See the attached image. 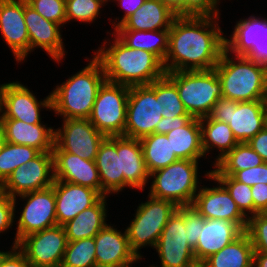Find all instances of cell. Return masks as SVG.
<instances>
[{
    "mask_svg": "<svg viewBox=\"0 0 267 267\" xmlns=\"http://www.w3.org/2000/svg\"><path fill=\"white\" fill-rule=\"evenodd\" d=\"M220 16H176L169 29L166 73L214 69L225 50Z\"/></svg>",
    "mask_w": 267,
    "mask_h": 267,
    "instance_id": "6da1fadb",
    "label": "cell"
},
{
    "mask_svg": "<svg viewBox=\"0 0 267 267\" xmlns=\"http://www.w3.org/2000/svg\"><path fill=\"white\" fill-rule=\"evenodd\" d=\"M103 39L94 56L101 62L106 80L128 87L149 85L163 77V62L153 53L126 46L113 32ZM108 46V47H107Z\"/></svg>",
    "mask_w": 267,
    "mask_h": 267,
    "instance_id": "7a4b0ae2",
    "label": "cell"
},
{
    "mask_svg": "<svg viewBox=\"0 0 267 267\" xmlns=\"http://www.w3.org/2000/svg\"><path fill=\"white\" fill-rule=\"evenodd\" d=\"M80 71L57 84L50 92L51 112L62 119H88L91 115L97 93L106 81L101 62L92 55Z\"/></svg>",
    "mask_w": 267,
    "mask_h": 267,
    "instance_id": "3957f363",
    "label": "cell"
},
{
    "mask_svg": "<svg viewBox=\"0 0 267 267\" xmlns=\"http://www.w3.org/2000/svg\"><path fill=\"white\" fill-rule=\"evenodd\" d=\"M214 69L222 84L223 97L237 102L263 100L267 65L224 50Z\"/></svg>",
    "mask_w": 267,
    "mask_h": 267,
    "instance_id": "277c9868",
    "label": "cell"
},
{
    "mask_svg": "<svg viewBox=\"0 0 267 267\" xmlns=\"http://www.w3.org/2000/svg\"><path fill=\"white\" fill-rule=\"evenodd\" d=\"M200 160L179 159L165 168L150 173L149 195L169 200L177 206L192 205L199 191L202 176L199 175ZM200 180V181H199Z\"/></svg>",
    "mask_w": 267,
    "mask_h": 267,
    "instance_id": "5b68a950",
    "label": "cell"
},
{
    "mask_svg": "<svg viewBox=\"0 0 267 267\" xmlns=\"http://www.w3.org/2000/svg\"><path fill=\"white\" fill-rule=\"evenodd\" d=\"M165 75L176 85L185 110L193 118L207 117L223 96L222 84L215 69L176 71Z\"/></svg>",
    "mask_w": 267,
    "mask_h": 267,
    "instance_id": "8992f818",
    "label": "cell"
},
{
    "mask_svg": "<svg viewBox=\"0 0 267 267\" xmlns=\"http://www.w3.org/2000/svg\"><path fill=\"white\" fill-rule=\"evenodd\" d=\"M147 196L148 200L138 204L134 218L124 229L132 251L140 260L145 259L141 249L155 248L169 218L178 209L172 201L155 198L149 194Z\"/></svg>",
    "mask_w": 267,
    "mask_h": 267,
    "instance_id": "52a82bcc",
    "label": "cell"
},
{
    "mask_svg": "<svg viewBox=\"0 0 267 267\" xmlns=\"http://www.w3.org/2000/svg\"><path fill=\"white\" fill-rule=\"evenodd\" d=\"M208 117L225 122L239 143L248 142L265 127L266 111L263 100L237 102L221 97Z\"/></svg>",
    "mask_w": 267,
    "mask_h": 267,
    "instance_id": "ba28073f",
    "label": "cell"
},
{
    "mask_svg": "<svg viewBox=\"0 0 267 267\" xmlns=\"http://www.w3.org/2000/svg\"><path fill=\"white\" fill-rule=\"evenodd\" d=\"M129 87L105 81L99 88L89 121L107 136H123Z\"/></svg>",
    "mask_w": 267,
    "mask_h": 267,
    "instance_id": "9c48e42d",
    "label": "cell"
},
{
    "mask_svg": "<svg viewBox=\"0 0 267 267\" xmlns=\"http://www.w3.org/2000/svg\"><path fill=\"white\" fill-rule=\"evenodd\" d=\"M163 107L159 97L148 85L129 87L124 137L142 139L155 133L162 119Z\"/></svg>",
    "mask_w": 267,
    "mask_h": 267,
    "instance_id": "30bf717a",
    "label": "cell"
},
{
    "mask_svg": "<svg viewBox=\"0 0 267 267\" xmlns=\"http://www.w3.org/2000/svg\"><path fill=\"white\" fill-rule=\"evenodd\" d=\"M13 199L25 202L23 209H20V216H15L17 224L15 230H17L12 244L17 245L26 235L57 225L56 197L52 186L47 189L28 192Z\"/></svg>",
    "mask_w": 267,
    "mask_h": 267,
    "instance_id": "8fae6325",
    "label": "cell"
},
{
    "mask_svg": "<svg viewBox=\"0 0 267 267\" xmlns=\"http://www.w3.org/2000/svg\"><path fill=\"white\" fill-rule=\"evenodd\" d=\"M51 111V94L38 100L33 91L20 81L0 84V117L29 124L44 123L41 111Z\"/></svg>",
    "mask_w": 267,
    "mask_h": 267,
    "instance_id": "7c38bea8",
    "label": "cell"
},
{
    "mask_svg": "<svg viewBox=\"0 0 267 267\" xmlns=\"http://www.w3.org/2000/svg\"><path fill=\"white\" fill-rule=\"evenodd\" d=\"M67 244L64 227L56 225L26 235L16 246L31 267H60Z\"/></svg>",
    "mask_w": 267,
    "mask_h": 267,
    "instance_id": "4fadbf2b",
    "label": "cell"
},
{
    "mask_svg": "<svg viewBox=\"0 0 267 267\" xmlns=\"http://www.w3.org/2000/svg\"><path fill=\"white\" fill-rule=\"evenodd\" d=\"M185 216L177 209L169 218L155 250L159 256L160 265L151 264L150 267H191L197 263L194 250L187 243Z\"/></svg>",
    "mask_w": 267,
    "mask_h": 267,
    "instance_id": "5bb4252c",
    "label": "cell"
},
{
    "mask_svg": "<svg viewBox=\"0 0 267 267\" xmlns=\"http://www.w3.org/2000/svg\"><path fill=\"white\" fill-rule=\"evenodd\" d=\"M261 15L240 18L230 38L225 35V50L267 65V18Z\"/></svg>",
    "mask_w": 267,
    "mask_h": 267,
    "instance_id": "9a60e30c",
    "label": "cell"
},
{
    "mask_svg": "<svg viewBox=\"0 0 267 267\" xmlns=\"http://www.w3.org/2000/svg\"><path fill=\"white\" fill-rule=\"evenodd\" d=\"M54 182L53 153L41 152L37 157L16 168L0 189L11 198L47 189Z\"/></svg>",
    "mask_w": 267,
    "mask_h": 267,
    "instance_id": "2e32d148",
    "label": "cell"
},
{
    "mask_svg": "<svg viewBox=\"0 0 267 267\" xmlns=\"http://www.w3.org/2000/svg\"><path fill=\"white\" fill-rule=\"evenodd\" d=\"M205 172V181L207 179L217 184L214 187L201 185L191 206L205 219H225L245 231L248 218L240 211L226 188L210 174V170Z\"/></svg>",
    "mask_w": 267,
    "mask_h": 267,
    "instance_id": "e0dca14e",
    "label": "cell"
},
{
    "mask_svg": "<svg viewBox=\"0 0 267 267\" xmlns=\"http://www.w3.org/2000/svg\"><path fill=\"white\" fill-rule=\"evenodd\" d=\"M61 127L55 129L54 144L86 160H95L100 143L106 137L89 119H62Z\"/></svg>",
    "mask_w": 267,
    "mask_h": 267,
    "instance_id": "ac0fdd59",
    "label": "cell"
},
{
    "mask_svg": "<svg viewBox=\"0 0 267 267\" xmlns=\"http://www.w3.org/2000/svg\"><path fill=\"white\" fill-rule=\"evenodd\" d=\"M24 19L29 36V54L41 48L55 63H63L65 50L61 25L43 18L24 0Z\"/></svg>",
    "mask_w": 267,
    "mask_h": 267,
    "instance_id": "d6986e66",
    "label": "cell"
},
{
    "mask_svg": "<svg viewBox=\"0 0 267 267\" xmlns=\"http://www.w3.org/2000/svg\"><path fill=\"white\" fill-rule=\"evenodd\" d=\"M117 229L107 223L94 236L97 267H133L141 263L130 247L126 230Z\"/></svg>",
    "mask_w": 267,
    "mask_h": 267,
    "instance_id": "ffe728a7",
    "label": "cell"
},
{
    "mask_svg": "<svg viewBox=\"0 0 267 267\" xmlns=\"http://www.w3.org/2000/svg\"><path fill=\"white\" fill-rule=\"evenodd\" d=\"M0 34L11 50L15 61L24 63L29 55L24 0H0Z\"/></svg>",
    "mask_w": 267,
    "mask_h": 267,
    "instance_id": "44dd1931",
    "label": "cell"
},
{
    "mask_svg": "<svg viewBox=\"0 0 267 267\" xmlns=\"http://www.w3.org/2000/svg\"><path fill=\"white\" fill-rule=\"evenodd\" d=\"M54 180L70 182L96 190L101 195V182L94 160L64 152L55 144L52 150Z\"/></svg>",
    "mask_w": 267,
    "mask_h": 267,
    "instance_id": "7402d4cb",
    "label": "cell"
},
{
    "mask_svg": "<svg viewBox=\"0 0 267 267\" xmlns=\"http://www.w3.org/2000/svg\"><path fill=\"white\" fill-rule=\"evenodd\" d=\"M57 225L63 226L75 218L83 210L93 206L102 196L94 189L54 180Z\"/></svg>",
    "mask_w": 267,
    "mask_h": 267,
    "instance_id": "603a6c76",
    "label": "cell"
},
{
    "mask_svg": "<svg viewBox=\"0 0 267 267\" xmlns=\"http://www.w3.org/2000/svg\"><path fill=\"white\" fill-rule=\"evenodd\" d=\"M95 164L101 182V196L119 194L124 189L120 164V136H107L100 143Z\"/></svg>",
    "mask_w": 267,
    "mask_h": 267,
    "instance_id": "cb8c5ba5",
    "label": "cell"
},
{
    "mask_svg": "<svg viewBox=\"0 0 267 267\" xmlns=\"http://www.w3.org/2000/svg\"><path fill=\"white\" fill-rule=\"evenodd\" d=\"M244 231L233 222L225 219H205L201 229L194 256L197 263H202L209 256L217 253L238 238Z\"/></svg>",
    "mask_w": 267,
    "mask_h": 267,
    "instance_id": "d4e9b609",
    "label": "cell"
},
{
    "mask_svg": "<svg viewBox=\"0 0 267 267\" xmlns=\"http://www.w3.org/2000/svg\"><path fill=\"white\" fill-rule=\"evenodd\" d=\"M6 142L27 145L40 152H52L54 148V127L48 124H29L15 119H2Z\"/></svg>",
    "mask_w": 267,
    "mask_h": 267,
    "instance_id": "484cf974",
    "label": "cell"
},
{
    "mask_svg": "<svg viewBox=\"0 0 267 267\" xmlns=\"http://www.w3.org/2000/svg\"><path fill=\"white\" fill-rule=\"evenodd\" d=\"M120 164L121 172L124 174V190L125 188L145 190L150 174L146 168L139 139L120 136Z\"/></svg>",
    "mask_w": 267,
    "mask_h": 267,
    "instance_id": "4316f807",
    "label": "cell"
},
{
    "mask_svg": "<svg viewBox=\"0 0 267 267\" xmlns=\"http://www.w3.org/2000/svg\"><path fill=\"white\" fill-rule=\"evenodd\" d=\"M176 14L161 0L145 2L114 30H165L170 29Z\"/></svg>",
    "mask_w": 267,
    "mask_h": 267,
    "instance_id": "83f0119b",
    "label": "cell"
},
{
    "mask_svg": "<svg viewBox=\"0 0 267 267\" xmlns=\"http://www.w3.org/2000/svg\"><path fill=\"white\" fill-rule=\"evenodd\" d=\"M108 197L110 196H102L93 206L63 225L68 242L93 238L107 224Z\"/></svg>",
    "mask_w": 267,
    "mask_h": 267,
    "instance_id": "f1b7e54d",
    "label": "cell"
},
{
    "mask_svg": "<svg viewBox=\"0 0 267 267\" xmlns=\"http://www.w3.org/2000/svg\"><path fill=\"white\" fill-rule=\"evenodd\" d=\"M202 149L205 159L210 151H218L211 165H215L229 151H231L239 142L233 135V131L225 122L210 119L208 116L200 118ZM220 152V153H219Z\"/></svg>",
    "mask_w": 267,
    "mask_h": 267,
    "instance_id": "f546056e",
    "label": "cell"
},
{
    "mask_svg": "<svg viewBox=\"0 0 267 267\" xmlns=\"http://www.w3.org/2000/svg\"><path fill=\"white\" fill-rule=\"evenodd\" d=\"M166 136L178 159L205 158L202 149L200 119L193 118L187 125L171 130L166 133Z\"/></svg>",
    "mask_w": 267,
    "mask_h": 267,
    "instance_id": "4dcf8cb0",
    "label": "cell"
},
{
    "mask_svg": "<svg viewBox=\"0 0 267 267\" xmlns=\"http://www.w3.org/2000/svg\"><path fill=\"white\" fill-rule=\"evenodd\" d=\"M254 249L249 235L244 231L238 238L202 264L205 267H253Z\"/></svg>",
    "mask_w": 267,
    "mask_h": 267,
    "instance_id": "1f68e13d",
    "label": "cell"
},
{
    "mask_svg": "<svg viewBox=\"0 0 267 267\" xmlns=\"http://www.w3.org/2000/svg\"><path fill=\"white\" fill-rule=\"evenodd\" d=\"M113 33L128 47L155 54L162 62L168 53L169 29L165 30H113Z\"/></svg>",
    "mask_w": 267,
    "mask_h": 267,
    "instance_id": "d6a6232c",
    "label": "cell"
},
{
    "mask_svg": "<svg viewBox=\"0 0 267 267\" xmlns=\"http://www.w3.org/2000/svg\"><path fill=\"white\" fill-rule=\"evenodd\" d=\"M140 142L149 174L179 160L166 134L153 133L140 139Z\"/></svg>",
    "mask_w": 267,
    "mask_h": 267,
    "instance_id": "836d02e7",
    "label": "cell"
},
{
    "mask_svg": "<svg viewBox=\"0 0 267 267\" xmlns=\"http://www.w3.org/2000/svg\"><path fill=\"white\" fill-rule=\"evenodd\" d=\"M262 157L247 142L238 143L210 170L211 175L233 176L237 171L263 164Z\"/></svg>",
    "mask_w": 267,
    "mask_h": 267,
    "instance_id": "e575fe53",
    "label": "cell"
},
{
    "mask_svg": "<svg viewBox=\"0 0 267 267\" xmlns=\"http://www.w3.org/2000/svg\"><path fill=\"white\" fill-rule=\"evenodd\" d=\"M159 97L163 117L191 116L180 100L176 85L164 75L148 85Z\"/></svg>",
    "mask_w": 267,
    "mask_h": 267,
    "instance_id": "d590c367",
    "label": "cell"
},
{
    "mask_svg": "<svg viewBox=\"0 0 267 267\" xmlns=\"http://www.w3.org/2000/svg\"><path fill=\"white\" fill-rule=\"evenodd\" d=\"M40 153L39 150L27 145L6 142L0 151V186L16 168L37 157Z\"/></svg>",
    "mask_w": 267,
    "mask_h": 267,
    "instance_id": "8d00e7d4",
    "label": "cell"
},
{
    "mask_svg": "<svg viewBox=\"0 0 267 267\" xmlns=\"http://www.w3.org/2000/svg\"><path fill=\"white\" fill-rule=\"evenodd\" d=\"M60 267H97L94 237L68 242Z\"/></svg>",
    "mask_w": 267,
    "mask_h": 267,
    "instance_id": "74e56055",
    "label": "cell"
},
{
    "mask_svg": "<svg viewBox=\"0 0 267 267\" xmlns=\"http://www.w3.org/2000/svg\"><path fill=\"white\" fill-rule=\"evenodd\" d=\"M229 192L231 198L236 202L240 211L249 218L254 215V201L251 186L235 180L230 175H212Z\"/></svg>",
    "mask_w": 267,
    "mask_h": 267,
    "instance_id": "f35d334b",
    "label": "cell"
},
{
    "mask_svg": "<svg viewBox=\"0 0 267 267\" xmlns=\"http://www.w3.org/2000/svg\"><path fill=\"white\" fill-rule=\"evenodd\" d=\"M104 5L100 0H65V11L67 23L79 21L84 23H95L101 15Z\"/></svg>",
    "mask_w": 267,
    "mask_h": 267,
    "instance_id": "ab89813d",
    "label": "cell"
},
{
    "mask_svg": "<svg viewBox=\"0 0 267 267\" xmlns=\"http://www.w3.org/2000/svg\"><path fill=\"white\" fill-rule=\"evenodd\" d=\"M43 18L62 27L67 24L65 0H26Z\"/></svg>",
    "mask_w": 267,
    "mask_h": 267,
    "instance_id": "60d3db41",
    "label": "cell"
},
{
    "mask_svg": "<svg viewBox=\"0 0 267 267\" xmlns=\"http://www.w3.org/2000/svg\"><path fill=\"white\" fill-rule=\"evenodd\" d=\"M245 232L250 237L254 253L267 254V219L260 213L250 216Z\"/></svg>",
    "mask_w": 267,
    "mask_h": 267,
    "instance_id": "b9f144b4",
    "label": "cell"
},
{
    "mask_svg": "<svg viewBox=\"0 0 267 267\" xmlns=\"http://www.w3.org/2000/svg\"><path fill=\"white\" fill-rule=\"evenodd\" d=\"M178 210L185 216V229L187 230V243L194 250L200 237L205 218L193 206H178Z\"/></svg>",
    "mask_w": 267,
    "mask_h": 267,
    "instance_id": "7bdbcfd3",
    "label": "cell"
},
{
    "mask_svg": "<svg viewBox=\"0 0 267 267\" xmlns=\"http://www.w3.org/2000/svg\"><path fill=\"white\" fill-rule=\"evenodd\" d=\"M221 0H184V16H221Z\"/></svg>",
    "mask_w": 267,
    "mask_h": 267,
    "instance_id": "ee69618b",
    "label": "cell"
},
{
    "mask_svg": "<svg viewBox=\"0 0 267 267\" xmlns=\"http://www.w3.org/2000/svg\"><path fill=\"white\" fill-rule=\"evenodd\" d=\"M16 204L17 199L11 198L0 189V234L7 233L15 224Z\"/></svg>",
    "mask_w": 267,
    "mask_h": 267,
    "instance_id": "f6af8a7d",
    "label": "cell"
},
{
    "mask_svg": "<svg viewBox=\"0 0 267 267\" xmlns=\"http://www.w3.org/2000/svg\"><path fill=\"white\" fill-rule=\"evenodd\" d=\"M232 177L251 187L257 183L267 184V162L255 167L237 171Z\"/></svg>",
    "mask_w": 267,
    "mask_h": 267,
    "instance_id": "bcb514c9",
    "label": "cell"
},
{
    "mask_svg": "<svg viewBox=\"0 0 267 267\" xmlns=\"http://www.w3.org/2000/svg\"><path fill=\"white\" fill-rule=\"evenodd\" d=\"M192 119V116L162 117L157 123L155 133L166 134L173 129L187 125Z\"/></svg>",
    "mask_w": 267,
    "mask_h": 267,
    "instance_id": "7dc6e473",
    "label": "cell"
},
{
    "mask_svg": "<svg viewBox=\"0 0 267 267\" xmlns=\"http://www.w3.org/2000/svg\"><path fill=\"white\" fill-rule=\"evenodd\" d=\"M118 3V7L123 9L125 13L122 17H116L114 20L110 19L112 28L119 27L129 16H131L144 2L145 0H115ZM112 20V21H111Z\"/></svg>",
    "mask_w": 267,
    "mask_h": 267,
    "instance_id": "c3c4849f",
    "label": "cell"
},
{
    "mask_svg": "<svg viewBox=\"0 0 267 267\" xmlns=\"http://www.w3.org/2000/svg\"><path fill=\"white\" fill-rule=\"evenodd\" d=\"M0 267H31L25 254L15 246L3 259Z\"/></svg>",
    "mask_w": 267,
    "mask_h": 267,
    "instance_id": "681fc988",
    "label": "cell"
},
{
    "mask_svg": "<svg viewBox=\"0 0 267 267\" xmlns=\"http://www.w3.org/2000/svg\"><path fill=\"white\" fill-rule=\"evenodd\" d=\"M254 201V215L260 213L267 206V184L257 183L251 187Z\"/></svg>",
    "mask_w": 267,
    "mask_h": 267,
    "instance_id": "f907efd6",
    "label": "cell"
},
{
    "mask_svg": "<svg viewBox=\"0 0 267 267\" xmlns=\"http://www.w3.org/2000/svg\"><path fill=\"white\" fill-rule=\"evenodd\" d=\"M250 147L257 152L267 162V128L264 127L253 138L247 142Z\"/></svg>",
    "mask_w": 267,
    "mask_h": 267,
    "instance_id": "816d5d0a",
    "label": "cell"
},
{
    "mask_svg": "<svg viewBox=\"0 0 267 267\" xmlns=\"http://www.w3.org/2000/svg\"><path fill=\"white\" fill-rule=\"evenodd\" d=\"M176 16H184V0H161Z\"/></svg>",
    "mask_w": 267,
    "mask_h": 267,
    "instance_id": "f5cc1de1",
    "label": "cell"
},
{
    "mask_svg": "<svg viewBox=\"0 0 267 267\" xmlns=\"http://www.w3.org/2000/svg\"><path fill=\"white\" fill-rule=\"evenodd\" d=\"M253 267H267V254L266 253H254Z\"/></svg>",
    "mask_w": 267,
    "mask_h": 267,
    "instance_id": "db71d44e",
    "label": "cell"
},
{
    "mask_svg": "<svg viewBox=\"0 0 267 267\" xmlns=\"http://www.w3.org/2000/svg\"><path fill=\"white\" fill-rule=\"evenodd\" d=\"M6 143L4 128H3V121L0 117V149H3L4 145Z\"/></svg>",
    "mask_w": 267,
    "mask_h": 267,
    "instance_id": "11a10c76",
    "label": "cell"
},
{
    "mask_svg": "<svg viewBox=\"0 0 267 267\" xmlns=\"http://www.w3.org/2000/svg\"><path fill=\"white\" fill-rule=\"evenodd\" d=\"M16 245L15 244H13V245H11V247L9 248L10 250L9 251H1L0 250V265H1V263H2V261H3V259L6 257V255L15 247Z\"/></svg>",
    "mask_w": 267,
    "mask_h": 267,
    "instance_id": "9f6ffc18",
    "label": "cell"
},
{
    "mask_svg": "<svg viewBox=\"0 0 267 267\" xmlns=\"http://www.w3.org/2000/svg\"><path fill=\"white\" fill-rule=\"evenodd\" d=\"M263 102H264L265 111L267 113V82H266V86H265V92H264Z\"/></svg>",
    "mask_w": 267,
    "mask_h": 267,
    "instance_id": "6f0895ef",
    "label": "cell"
},
{
    "mask_svg": "<svg viewBox=\"0 0 267 267\" xmlns=\"http://www.w3.org/2000/svg\"><path fill=\"white\" fill-rule=\"evenodd\" d=\"M260 214L267 219V206L260 212Z\"/></svg>",
    "mask_w": 267,
    "mask_h": 267,
    "instance_id": "680465c9",
    "label": "cell"
},
{
    "mask_svg": "<svg viewBox=\"0 0 267 267\" xmlns=\"http://www.w3.org/2000/svg\"><path fill=\"white\" fill-rule=\"evenodd\" d=\"M104 5H107L108 2H114L115 0H100Z\"/></svg>",
    "mask_w": 267,
    "mask_h": 267,
    "instance_id": "91938a15",
    "label": "cell"
},
{
    "mask_svg": "<svg viewBox=\"0 0 267 267\" xmlns=\"http://www.w3.org/2000/svg\"><path fill=\"white\" fill-rule=\"evenodd\" d=\"M191 267H205V266L202 263H196L195 265H193Z\"/></svg>",
    "mask_w": 267,
    "mask_h": 267,
    "instance_id": "94428289",
    "label": "cell"
},
{
    "mask_svg": "<svg viewBox=\"0 0 267 267\" xmlns=\"http://www.w3.org/2000/svg\"><path fill=\"white\" fill-rule=\"evenodd\" d=\"M265 127L267 128V113H266V117H265Z\"/></svg>",
    "mask_w": 267,
    "mask_h": 267,
    "instance_id": "6125c7cd",
    "label": "cell"
}]
</instances>
